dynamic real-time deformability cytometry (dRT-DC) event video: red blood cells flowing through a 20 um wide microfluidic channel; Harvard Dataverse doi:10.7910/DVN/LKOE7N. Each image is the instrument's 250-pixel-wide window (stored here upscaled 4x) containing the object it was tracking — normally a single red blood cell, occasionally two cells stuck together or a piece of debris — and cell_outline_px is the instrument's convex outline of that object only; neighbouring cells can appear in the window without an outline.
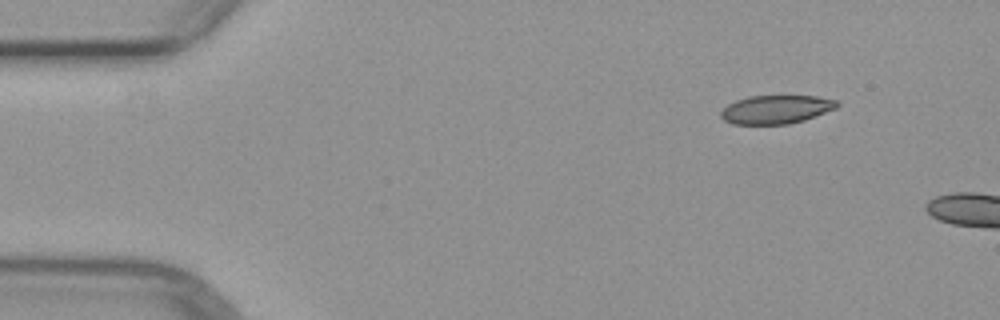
{"species": "common noctule bat (a hibernating species)", "species_latin": "Nyctalus noctula", "temperature_condition": "warm", "stored_images_in_passage": 3, "camera_frame_rate_fps": 3000, "um_per_image_px": 0.085, "animal": {"sex": "female", "body_mass_g": 29.2, "forearm_length_mm": 56.3}, "frame": {"image": 1, "passage_image": 1, "time_ms": 0.0, "image_size_px": [1000, 320], "cell_outline_px": [[840, 104], [836, 108], [804, 120], [788, 124], [732, 124], [724, 120], [720, 116], [720, 112], [728, 104], [736, 100], [748, 96], [816, 96], [836, 100]], "centroid_in_image_um": [65.95, 9.3], "position_along_channel_um": 19.1, "area_um2": 19.25}}